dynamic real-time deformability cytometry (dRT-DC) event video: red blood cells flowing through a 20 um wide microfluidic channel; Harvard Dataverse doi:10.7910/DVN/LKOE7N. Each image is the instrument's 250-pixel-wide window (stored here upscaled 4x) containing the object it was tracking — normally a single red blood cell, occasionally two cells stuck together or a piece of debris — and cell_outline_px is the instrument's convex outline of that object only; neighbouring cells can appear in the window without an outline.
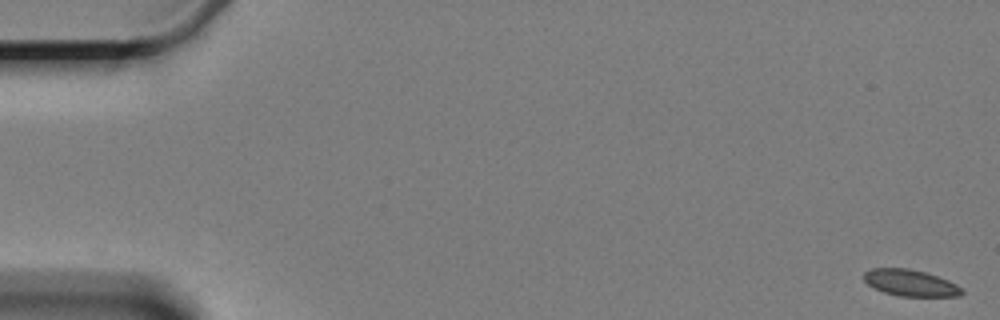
{"species": "Egyptian fruit bat (a non-hibernating species)", "species_latin": "Rousettus aegyptiacus", "temperature_condition": "cold", "stored_images_in_passage": 6, "segment_of_instrument_passage": [1, 2], "camera_frame_rate_fps": 3000, "um_per_image_px": 0.085, "animal": {"sex": "female"}, "frame": {"image": 1, "passage_image": 1, "time_ms": 0.0, "image_size_px": [1000, 320], "cell_outline_px": [[964, 292], [960, 296], [900, 296], [884, 292], [868, 284], [864, 280], [864, 272], [872, 268], [908, 268], [924, 272], [948, 280], [956, 284]], "centroid_in_image_um": [77.38, 24.04], "position_along_channel_um": 7.6, "area_um2": 14.91}}
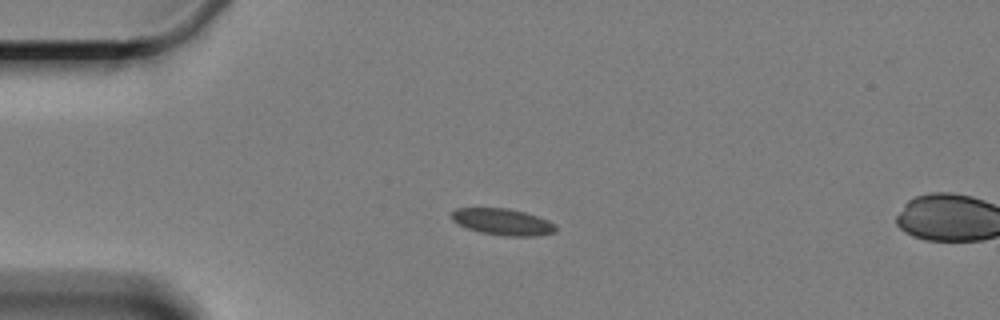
{"frame": {"image": 2, "passage_image": 5, "time_ms": 4.667, "image_size_px": [1000, 320], "cell_outline_px": [[556, 232], [536, 236], [504, 236], [480, 232], [468, 228], [452, 220], [452, 212], [456, 208], [508, 208], [524, 212], [548, 220], [556, 224]], "centroid_in_image_um": [42.76, 18.86], "position_along_channel_um": 42.2, "area_um2": 16.01}}